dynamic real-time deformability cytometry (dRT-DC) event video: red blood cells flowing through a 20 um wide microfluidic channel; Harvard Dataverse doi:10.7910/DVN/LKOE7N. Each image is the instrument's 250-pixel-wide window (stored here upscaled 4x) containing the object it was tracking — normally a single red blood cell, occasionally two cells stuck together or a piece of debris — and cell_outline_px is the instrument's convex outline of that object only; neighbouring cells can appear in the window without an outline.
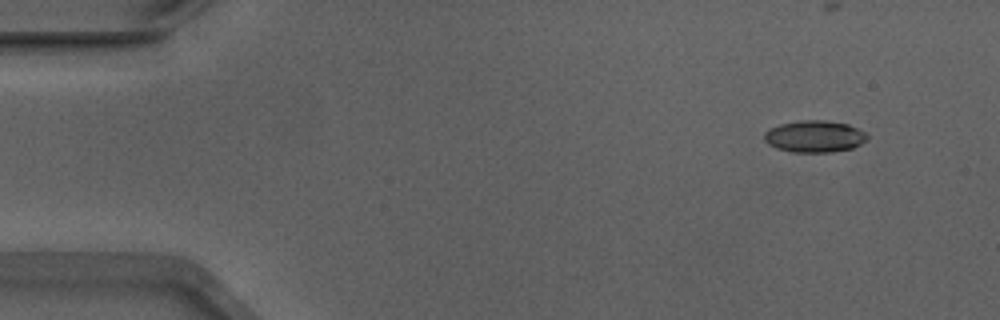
{"species": "Egyptian fruit bat (a non-hibernating species)", "species_latin": "Rousettus aegyptiacus", "temperature_condition": "warm", "stored_images_in_passage": 9, "camera_frame_rate_fps": 3000, "um_per_image_px": 0.085, "animal": {"sex": "male"}, "frame": {"image": 1, "passage_image": 1, "time_ms": 0.0, "image_size_px": [1000, 320], "cell_outline_px": [[868, 140], [852, 148], [832, 152], [792, 152], [776, 148], [768, 144], [764, 140], [764, 132], [780, 124], [800, 120], [828, 120], [848, 124], [864, 132], [868, 136]], "centroid_in_image_um": [69.24, 11.59], "position_along_channel_um": 15.8, "area_um2": 19.13}}